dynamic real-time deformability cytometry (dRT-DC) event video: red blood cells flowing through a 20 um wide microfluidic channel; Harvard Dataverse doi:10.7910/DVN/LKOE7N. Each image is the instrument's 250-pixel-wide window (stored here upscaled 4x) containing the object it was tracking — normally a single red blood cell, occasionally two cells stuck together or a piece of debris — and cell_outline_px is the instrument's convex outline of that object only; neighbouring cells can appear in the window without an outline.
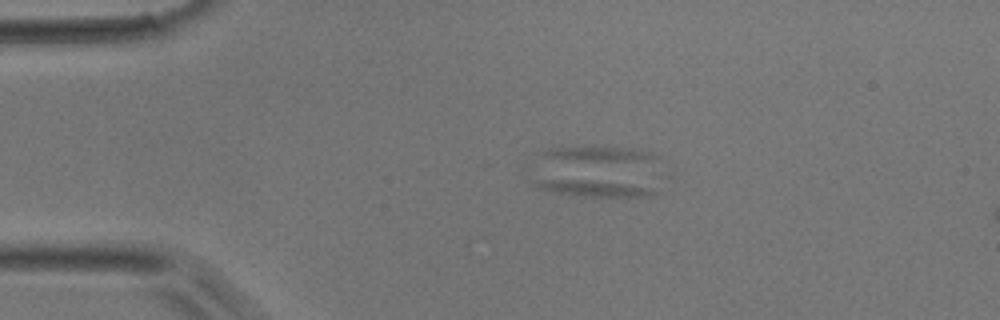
{"species": "common noctule bat (a hibernating species)", "species_latin": "Nyctalus noctula", "temperature_condition": "room temperature", "stored_images_in_passage": 12, "segment_of_instrument_passage": [2, 2], "camera_frame_rate_fps": 3000, "um_per_image_px": 0.085, "animal": {"sex": "male", "body_mass_g": 17.9}, "frame": {"image": 1, "passage_image": 7, "time_ms": 2.0, "image_size_px": [1000, 320], "cell_outline_px": [[656, 192], [652, 196], [584, 196], [556, 192], [540, 188], [528, 184], [536, 176], [584, 180], [656, 188]], "centroid_in_image_um": [50.16, 15.95], "position_along_channel_um": 34.8, "area_um2": 11.39}}